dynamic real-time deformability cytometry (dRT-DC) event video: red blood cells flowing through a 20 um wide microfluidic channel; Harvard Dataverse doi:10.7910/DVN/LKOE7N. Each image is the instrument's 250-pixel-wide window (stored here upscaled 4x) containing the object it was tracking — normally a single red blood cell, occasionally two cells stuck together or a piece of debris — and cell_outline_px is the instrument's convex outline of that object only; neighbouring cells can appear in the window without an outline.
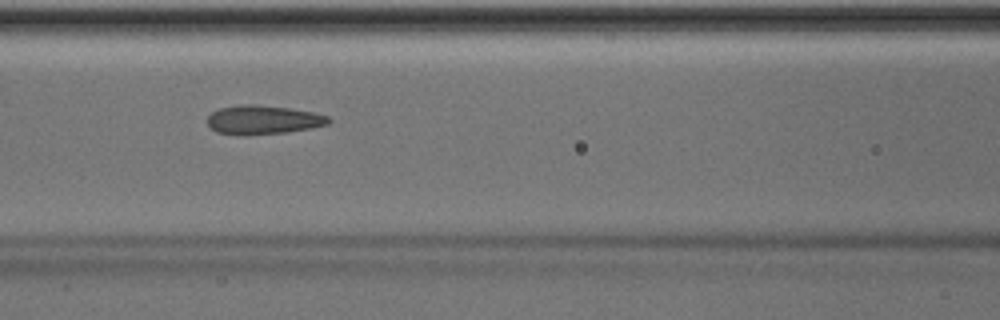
{"species": "Egyptian fruit bat (a non-hibernating species)", "species_latin": "Rousettus aegyptiacus", "temperature_condition": "room temperature", "stored_images_in_passage": 50, "camera_frame_rate_fps": 3000, "um_per_image_px": 0.085, "animal": {"sex": "male"}, "frame": {"image": 1, "passage_image": 22, "time_ms": 7.0, "image_size_px": [1000, 320], "cell_outline_px": [[332, 120], [328, 124], [312, 128], [288, 132], [216, 132], [208, 124], [208, 116], [212, 112], [220, 108], [240, 104], [256, 104], [288, 108], [312, 112], [328, 116]], "centroid_in_image_um": [22.42, 10.13], "position_along_channel_um": 144.2, "area_um2": 19.54}, "authors_computed_cell_mechanics": {"area_um2": 20.2878, "velocity_mm_per_s": 4.0329, "shape_relaxation_time_tau1_ms": null, "shape_relaxation_time_tau2_ms": 1.947, "deformation_change_tau1": null, "deformation_change_tau2": 0.0915}}